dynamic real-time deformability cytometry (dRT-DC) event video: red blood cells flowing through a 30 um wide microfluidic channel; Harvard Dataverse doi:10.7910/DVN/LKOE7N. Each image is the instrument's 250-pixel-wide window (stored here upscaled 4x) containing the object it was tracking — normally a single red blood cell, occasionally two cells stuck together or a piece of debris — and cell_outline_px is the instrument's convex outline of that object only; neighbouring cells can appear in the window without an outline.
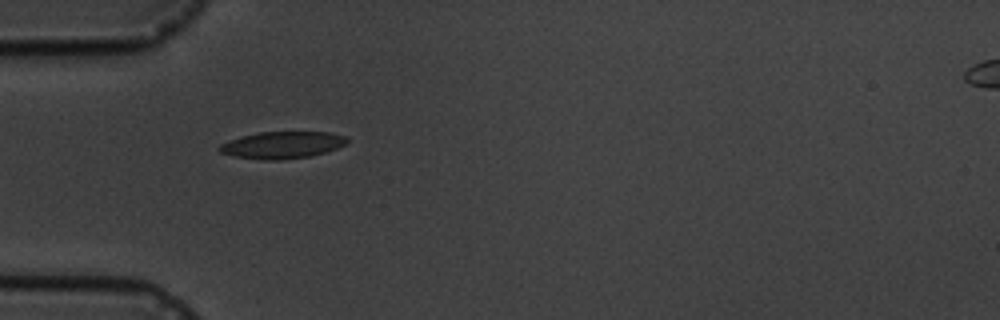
{"species": "common noctule bat (a hibernating species)", "species_latin": "Nyctalus noctula", "temperature_condition": "cold", "stored_images_in_passage": 7, "camera_frame_rate_fps": 3000, "um_per_image_px": 0.085, "animal": {"sex": "male", "body_mass_g": 19.5, "forearm_length_mm": 54.6}, "frame": {"image": 1, "passage_image": 6, "time_ms": 5.667, "image_size_px": [1000, 320], "cell_outline_px": [[348, 144], [312, 156], [280, 160], [264, 160], [232, 156], [220, 152], [216, 148], [220, 144], [244, 136], [260, 132], [328, 132], [344, 136], [348, 140]], "centroid_in_image_um": [23.99, 12.33], "position_along_channel_um": 61.0, "area_um2": 19.94}}
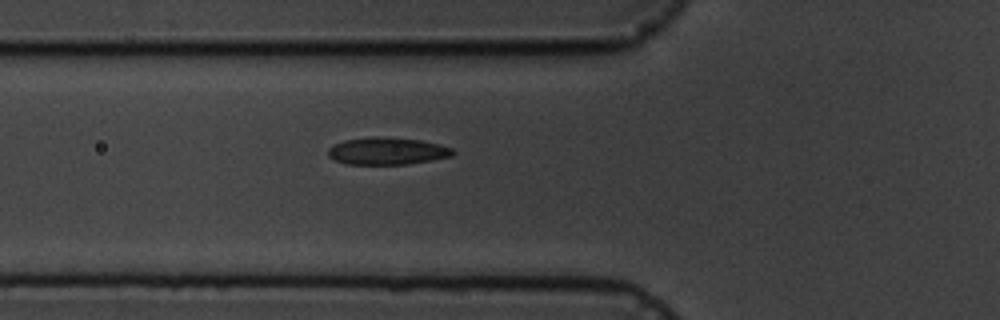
{"frame": {"image": 2, "passage_image": 7, "time_ms": 6.667, "image_size_px": [1000, 320], "cell_outline_px": [[456, 152], [452, 156], [408, 164], [348, 164], [336, 160], [328, 156], [328, 148], [344, 140], [380, 136], [420, 140], [440, 144], [452, 148]], "centroid_in_image_um": [32.94, 12.84], "position_along_channel_um": 92.9, "area_um2": 19.65}}